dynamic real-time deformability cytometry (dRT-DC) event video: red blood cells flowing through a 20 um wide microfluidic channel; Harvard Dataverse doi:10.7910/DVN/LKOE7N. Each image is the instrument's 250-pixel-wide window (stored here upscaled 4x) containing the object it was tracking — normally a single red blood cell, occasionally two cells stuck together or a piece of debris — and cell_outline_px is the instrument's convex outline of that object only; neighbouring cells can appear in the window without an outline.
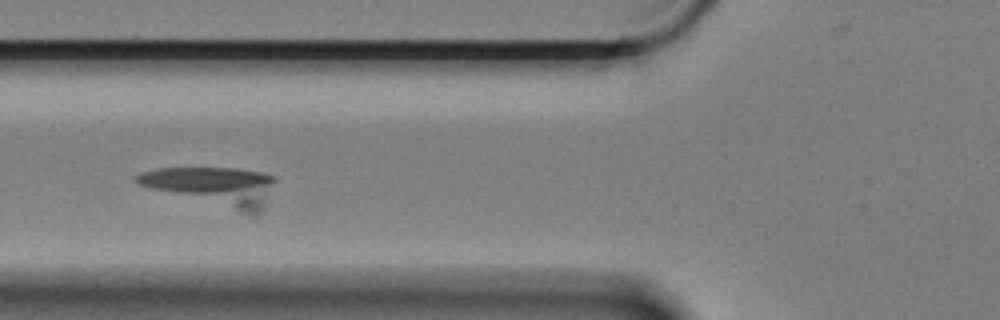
{"species": "Egyptian fruit bat (a non-hibernating species)", "species_latin": "Rousettus aegyptiacus", "temperature_condition": "cold", "stored_images_in_passage": 4, "camera_frame_rate_fps": 3000, "um_per_image_px": 0.085, "animal": {"sex": "female"}, "frame": {"image": 1, "passage_image": 3, "time_ms": 0.667, "image_size_px": [1000, 320], "cell_outline_px": [[276, 180], [260, 216], [252, 216], [136, 184], [132, 180], [132, 176], [140, 172], [156, 168], [236, 168], [260, 172], [276, 176]], "centroid_in_image_um": [18.14, 15.85], "position_along_channel_um": 107.7, "area_um2": 31.85}}
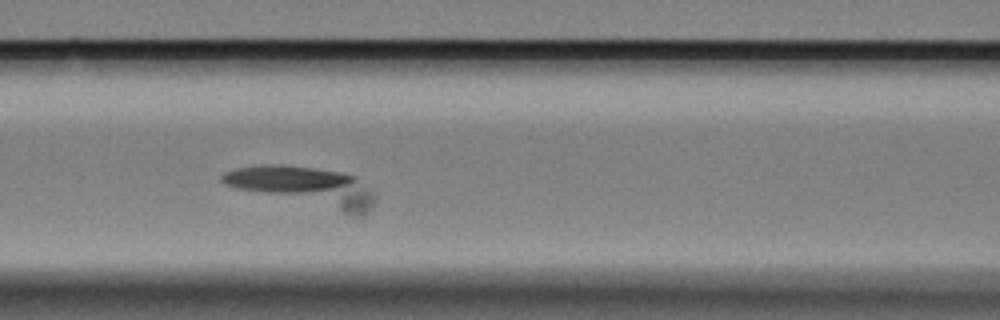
{"frame": {"image": 2, "passage_image": 4, "time_ms": 1.0, "image_size_px": [1000, 320], "cell_outline_px": [[376, 196], [368, 212], [364, 216], [360, 216], [236, 188], [224, 184], [220, 180], [220, 176], [224, 172], [236, 168], [264, 164], [280, 164], [312, 168], [340, 172], [356, 176]], "centroid_in_image_um": [25.87, 15.84], "position_along_channel_um": 140.7, "area_um2": 34.51}}